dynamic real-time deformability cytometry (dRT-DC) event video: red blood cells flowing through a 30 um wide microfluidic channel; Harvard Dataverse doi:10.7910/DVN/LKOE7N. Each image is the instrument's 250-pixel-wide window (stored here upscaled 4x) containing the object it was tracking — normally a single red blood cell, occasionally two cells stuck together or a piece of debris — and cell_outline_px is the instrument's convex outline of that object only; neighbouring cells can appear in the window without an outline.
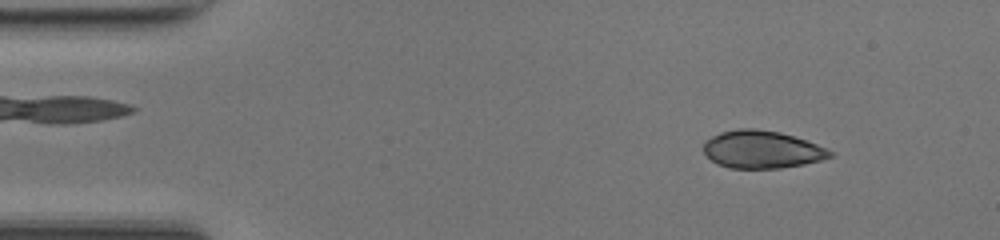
{"species": "common noctule bat (a hibernating species)", "species_latin": "Nyctalus noctula", "temperature_condition": "room temperature", "stored_images_in_passage": 47, "camera_frame_rate_fps": 3000, "um_per_image_px": 0.085, "animal": {"sex": "female", "body_mass_g": 17.0, "forearm_length_mm": 48.0}, "frame": {"image": 1, "passage_image": 5, "time_ms": 1.333, "image_size_px": [1000, 240], "cell_outline_px": [[832, 156], [820, 160], [804, 164], [780, 168], [728, 168], [716, 164], [704, 152], [704, 140], [720, 132], [740, 128], [752, 128], [780, 132], [816, 144], [832, 152]], "centroid_in_image_um": [64.71, 12.71], "position_along_channel_um": 20.3, "area_um2": 27.51}}
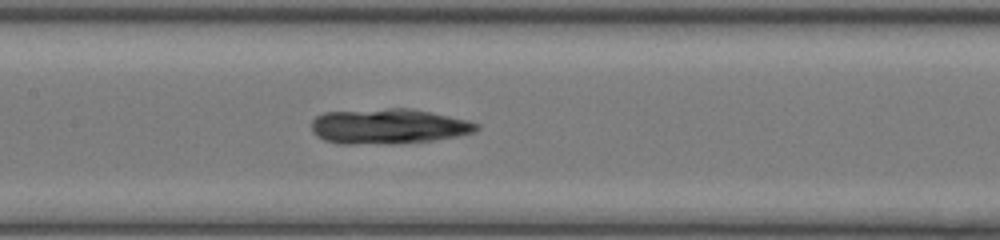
{"frame": {"image": 2, "passage_image": 22, "time_ms": 7.0, "image_size_px": [1000, 240], "cell_outline_px": [[480, 128], [472, 132], [456, 136], [432, 140], [392, 144], [340, 144], [324, 140], [316, 136], [312, 132], [312, 120], [316, 116], [324, 112], [388, 108], [408, 108], [468, 120], [480, 124]], "centroid_in_image_um": [32.97, 10.74], "position_along_channel_um": 174.4, "area_um2": 33.87}}
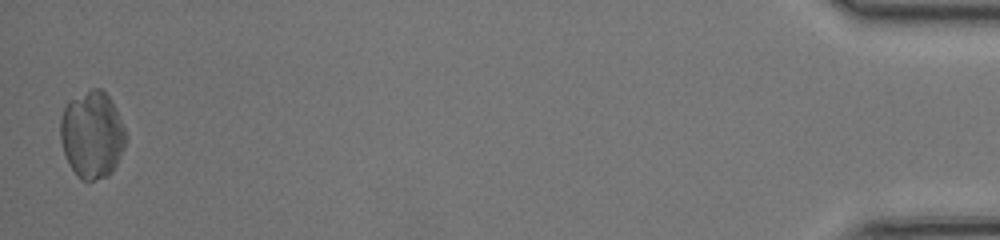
{"frame": {"image": 3, "passage_image": 47, "time_ms": 15.333, "image_size_px": [1000, 240], "cell_outline_px": [[128, 136], [124, 148], [112, 172], [108, 176], [92, 180], [80, 180], [76, 176], [68, 164], [60, 140], [60, 120], [64, 108], [68, 100], [92, 88], [100, 88], [108, 96]], "centroid_in_image_um": [7.8, 11.47], "position_along_channel_um": 427.4, "area_um2": 33.18}}